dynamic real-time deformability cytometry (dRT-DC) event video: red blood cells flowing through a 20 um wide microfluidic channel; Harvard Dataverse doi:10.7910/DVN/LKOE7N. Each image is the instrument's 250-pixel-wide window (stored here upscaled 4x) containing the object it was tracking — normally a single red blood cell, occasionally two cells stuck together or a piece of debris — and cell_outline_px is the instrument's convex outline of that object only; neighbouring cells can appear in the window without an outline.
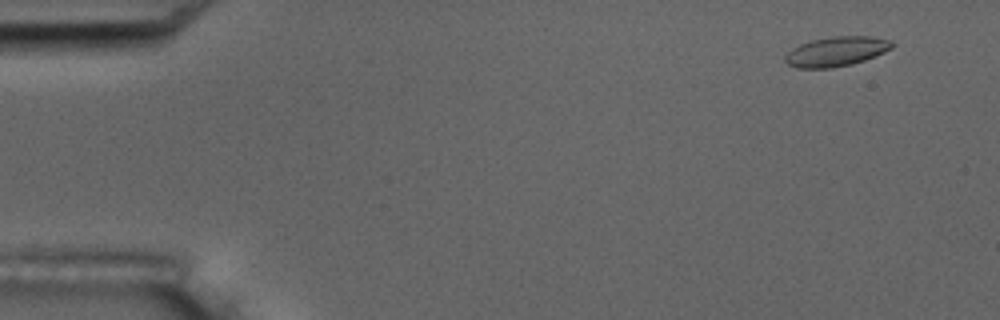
{"species": "common noctule bat (a hibernating species)", "species_latin": "Nyctalus noctula", "temperature_condition": "room temperature", "stored_images_in_passage": 5, "segment_of_instrument_passage": [1, 2], "camera_frame_rate_fps": 3000, "um_per_image_px": 0.085, "animal": {"sex": "male", "body_mass_g": 17.5, "forearm_length_mm": 52.3}, "frame": {"image": 1, "passage_image": 1, "time_ms": 0.0, "image_size_px": [1000, 320], "cell_outline_px": [[896, 44], [892, 48], [884, 52], [864, 60], [852, 64], [832, 68], [796, 68], [788, 64], [784, 60], [784, 56], [792, 48], [800, 44], [812, 40], [832, 36], [872, 36], [892, 40]], "centroid_in_image_um": [71.1, 4.37], "position_along_channel_um": 13.9, "area_um2": 18.61}}
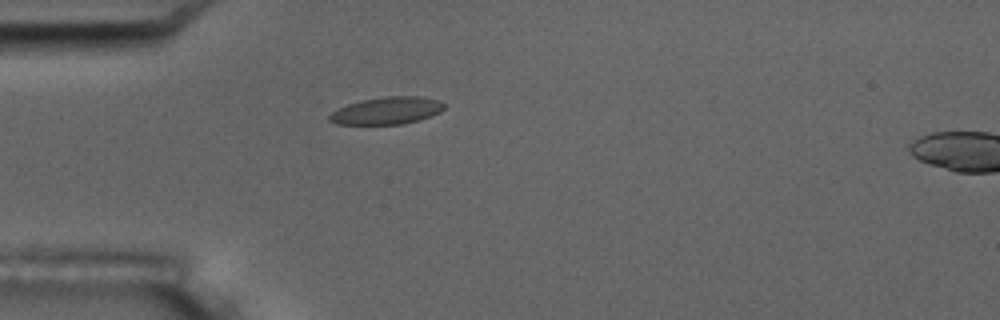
{"frame": {"image": 2, "passage_image": 4, "time_ms": 4.0, "image_size_px": [1000, 320], "cell_outline_px": [[444, 108], [440, 112], [420, 120], [404, 124], [336, 124], [328, 120], [328, 116], [332, 112], [348, 104], [360, 100], [384, 96], [420, 96], [436, 100], [444, 104]], "centroid_in_image_um": [32.87, 9.4], "position_along_channel_um": 52.1, "area_um2": 18.21}}